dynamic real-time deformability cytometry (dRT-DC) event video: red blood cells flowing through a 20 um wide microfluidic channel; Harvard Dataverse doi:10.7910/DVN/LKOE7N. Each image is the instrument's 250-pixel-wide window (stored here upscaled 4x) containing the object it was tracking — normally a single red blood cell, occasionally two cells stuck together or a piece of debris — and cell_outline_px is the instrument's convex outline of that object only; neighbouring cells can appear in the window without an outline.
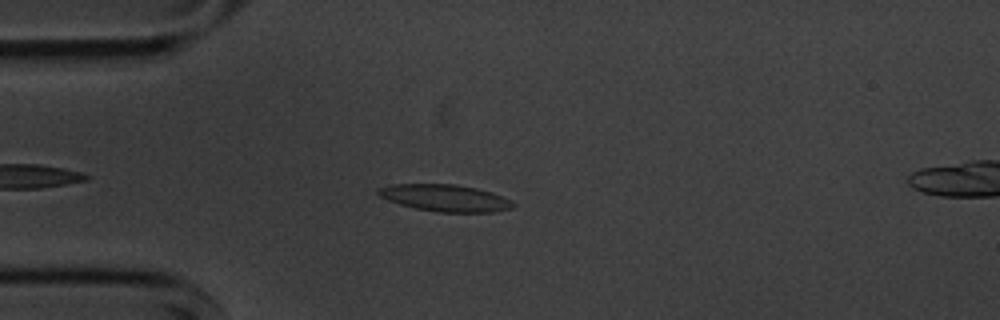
{"species": "common noctule bat (a hibernating species)", "species_latin": "Nyctalus noctula", "temperature_condition": "cold", "stored_images_in_passage": 6, "camera_frame_rate_fps": 3000, "um_per_image_px": 0.085, "animal": {"sex": "male", "body_mass_g": 20.1, "forearm_length_mm": 53.5}, "frame": {"image": 1, "passage_image": 3, "time_ms": 3.333, "image_size_px": [1000, 320], "cell_outline_px": [[516, 204], [512, 208], [492, 212], [440, 212], [416, 208], [400, 204], [388, 200], [380, 196], [376, 192], [376, 188], [392, 184], [456, 184], [476, 188], [492, 192], [512, 200]], "centroid_in_image_um": [37.84, 16.82], "position_along_channel_um": 47.2, "area_um2": 21.15}}
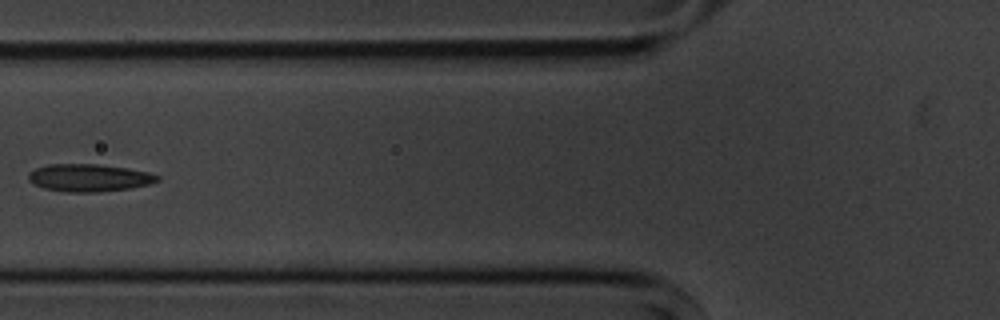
{"frame": {"image": 2, "passage_image": 5, "time_ms": 5.667, "image_size_px": [1000, 320], "cell_outline_px": [[160, 180], [148, 184], [132, 188], [96, 192], [64, 192], [44, 188], [28, 180], [28, 172], [36, 168], [48, 164], [96, 164], [128, 168], [148, 172], [160, 176]], "centroid_in_image_um": [7.57, 15.11], "position_along_channel_um": 118.2, "area_um2": 20.69}}
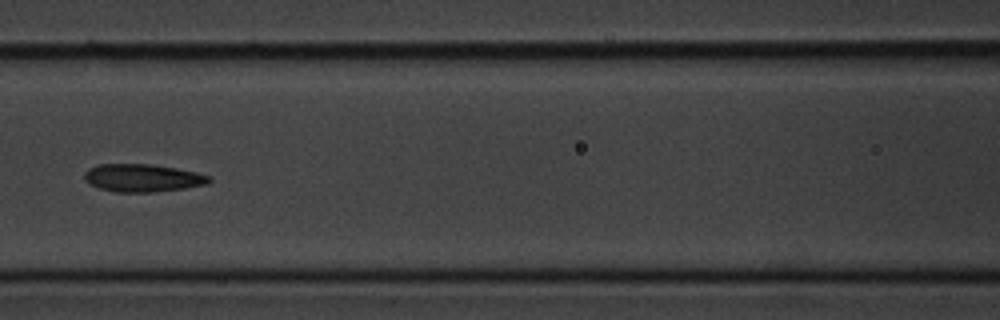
{"frame": {"image": 3, "passage_image": 6, "time_ms": 6.667, "image_size_px": [1000, 320], "cell_outline_px": [[212, 180], [208, 184], [184, 188], [152, 192], [116, 192], [100, 188], [88, 184], [84, 180], [84, 172], [88, 168], [100, 164], [152, 164], [176, 168], [196, 172], [212, 176]], "centroid_in_image_um": [12.12, 15.12], "position_along_channel_um": 154.5, "area_um2": 20.35}}